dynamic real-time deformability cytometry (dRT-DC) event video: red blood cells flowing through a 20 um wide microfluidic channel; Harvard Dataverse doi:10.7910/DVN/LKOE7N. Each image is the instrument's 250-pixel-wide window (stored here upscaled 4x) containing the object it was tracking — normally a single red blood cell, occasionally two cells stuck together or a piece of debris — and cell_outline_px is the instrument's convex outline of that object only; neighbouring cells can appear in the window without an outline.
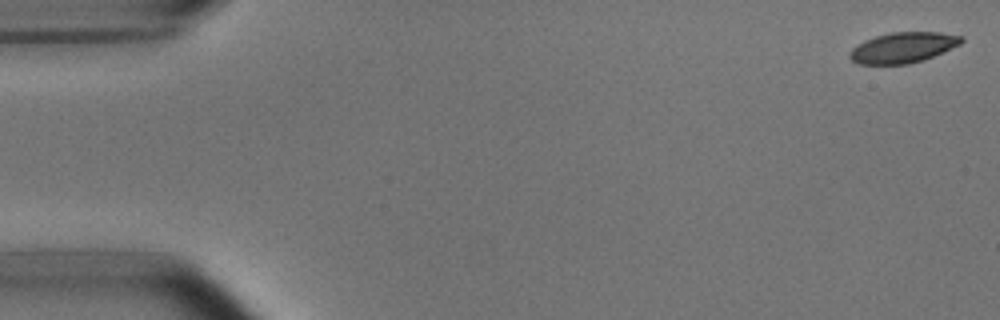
{"species": "common noctule bat (a hibernating species)", "species_latin": "Nyctalus noctula", "temperature_condition": "room temperature", "stored_images_in_passage": 14, "camera_frame_rate_fps": 3000, "um_per_image_px": 0.085, "animal": {"sex": "male", "body_mass_g": 15.6}, "frame": {"image": 1, "passage_image": 1, "time_ms": 0.0, "image_size_px": [1000, 320], "cell_outline_px": [[964, 40], [960, 44], [924, 60], [908, 64], [860, 64], [852, 60], [848, 56], [848, 52], [852, 48], [864, 40], [876, 36], [892, 32], [940, 32], [964, 36]], "centroid_in_image_um": [76.75, 4.04], "position_along_channel_um": 8.2, "area_um2": 19.88}}
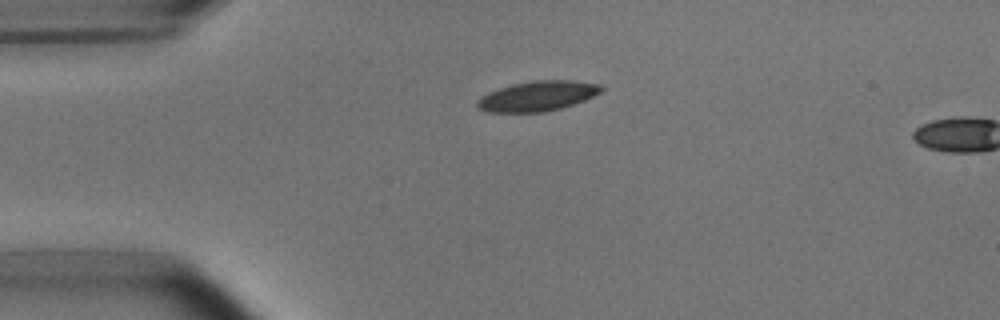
{"frame": {"image": 2, "passage_image": 12, "time_ms": 3.667, "image_size_px": [1000, 320], "cell_outline_px": [[604, 88], [600, 92], [584, 100], [560, 108], [544, 112], [488, 112], [480, 108], [476, 104], [476, 100], [480, 96], [488, 92], [512, 84], [532, 80], [576, 80], [600, 84]], "centroid_in_image_um": [45.68, 8.15], "position_along_channel_um": 39.3, "area_um2": 21.68}}